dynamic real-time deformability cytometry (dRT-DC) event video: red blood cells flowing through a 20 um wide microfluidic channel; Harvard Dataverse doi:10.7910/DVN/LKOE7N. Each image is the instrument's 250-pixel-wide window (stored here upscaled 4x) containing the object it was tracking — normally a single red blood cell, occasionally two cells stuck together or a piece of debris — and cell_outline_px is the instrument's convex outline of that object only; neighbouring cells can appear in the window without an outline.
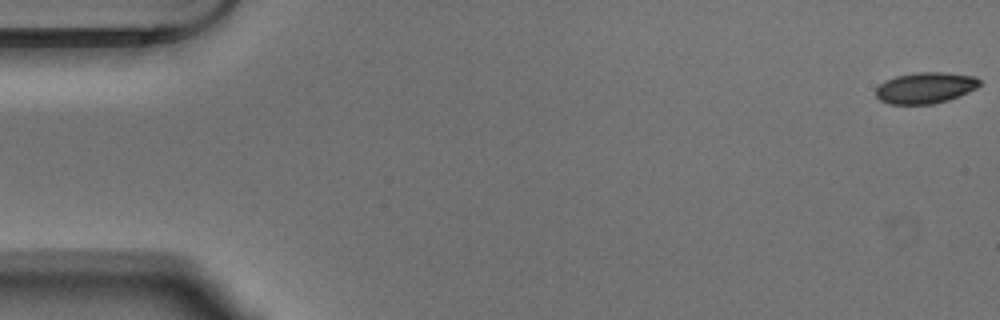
{"species": "Egyptian fruit bat (a non-hibernating species)", "species_latin": "Rousettus aegyptiacus", "temperature_condition": "warm", "stored_images_in_passage": 55, "camera_frame_rate_fps": 3000, "um_per_image_px": 0.085, "animal": {"sex": "male"}, "frame": {"image": 1, "passage_image": 1, "time_ms": 0.0, "image_size_px": [1000, 320], "cell_outline_px": [[980, 84], [976, 88], [968, 92], [948, 100], [932, 104], [888, 104], [880, 100], [876, 96], [876, 88], [880, 84], [896, 76], [916, 72], [944, 72], [976, 76], [980, 80]], "centroid_in_image_um": [78.66, 7.46], "position_along_channel_um": 6.3, "area_um2": 18.79}}
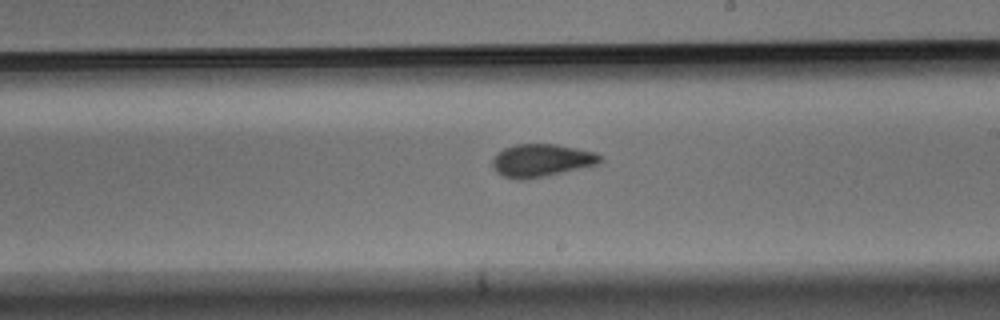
{"frame": {"image": 2, "passage_image": 32, "time_ms": 10.333, "image_size_px": [1000, 320], "cell_outline_px": [[604, 160], [596, 164], [580, 168], [544, 176], [524, 180], [516, 180], [504, 176], [496, 172], [492, 164], [492, 160], [504, 148], [516, 144], [556, 144], [596, 152]], "centroid_in_image_um": [46.02, 13.63], "position_along_channel_um": 243.0, "area_um2": 20.35}}
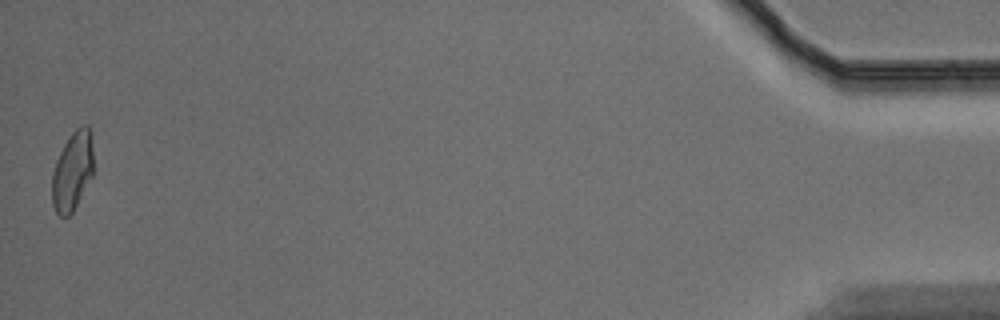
{"frame": {"image": 3, "passage_image": 55, "time_ms": 18.0, "image_size_px": [1000, 320], "cell_outline_px": [[92, 176], [72, 212], [68, 216], [60, 216], [56, 212], [52, 204], [52, 172], [56, 160], [64, 144], [72, 132], [76, 128], [84, 124], [88, 124], [92, 132]], "centroid_in_image_um": [6.15, 14.5], "position_along_channel_um": 429.0, "area_um2": 19.02}, "authors_computed_cell_mechanics": {"area_um2": 19.7098, "velocity_mm_per_s": 3.6594, "shape_relaxation_time_tau1_ms": 8.7621, "shape_relaxation_time_tau2_ms": 1.6469, "deformation_change_tau1": 0.1741, "deformation_change_tau2": 0.0547}}